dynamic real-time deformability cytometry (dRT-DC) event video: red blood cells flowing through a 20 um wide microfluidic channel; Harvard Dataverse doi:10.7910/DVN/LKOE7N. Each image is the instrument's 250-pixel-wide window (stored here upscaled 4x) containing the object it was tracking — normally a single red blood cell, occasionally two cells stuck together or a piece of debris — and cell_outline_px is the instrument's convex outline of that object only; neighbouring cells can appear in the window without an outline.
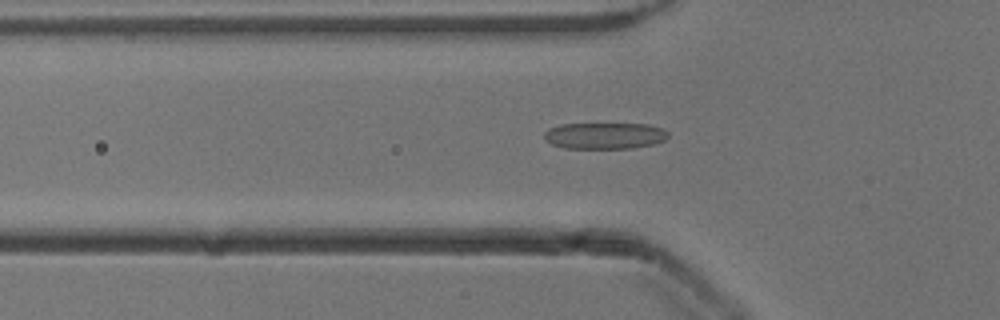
{"species": "common noctule bat (a hibernating species)", "species_latin": "Nyctalus noctula", "temperature_condition": "cold", "stored_images_in_passage": 45, "camera_frame_rate_fps": 3000, "um_per_image_px": 0.085, "animal": {"sex": "male", "body_mass_g": 13.3}, "frame": {"image": 1, "passage_image": 10, "time_ms": 3.0, "image_size_px": [1000, 320], "cell_outline_px": [[668, 136], [664, 140], [652, 144], [632, 148], [564, 148], [552, 144], [544, 140], [544, 132], [548, 128], [560, 124], [648, 124], [664, 128], [668, 132]], "centroid_in_image_um": [51.38, 11.53], "position_along_channel_um": 74.4, "area_um2": 19.13}}
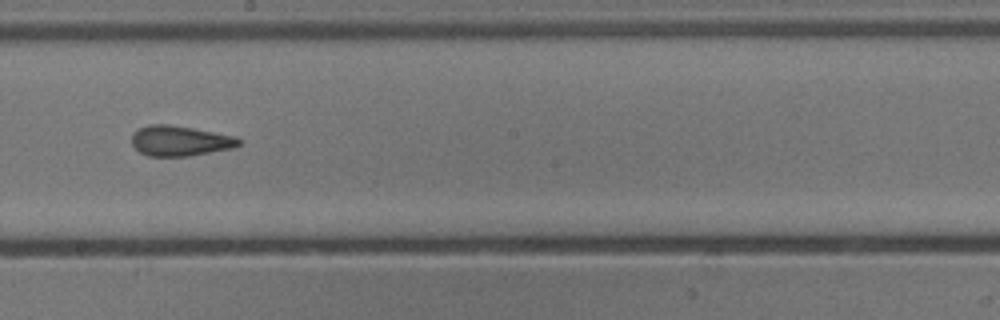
{"frame": {"image": 2, "passage_image": 22, "time_ms": 7.0, "image_size_px": [1000, 320], "cell_outline_px": [[240, 144], [232, 148], [188, 156], [148, 156], [140, 152], [132, 144], [132, 132], [148, 124], [168, 124], [192, 128], [236, 136], [240, 140]], "centroid_in_image_um": [15.27, 11.96], "position_along_channel_um": 232.9, "area_um2": 18.79}}
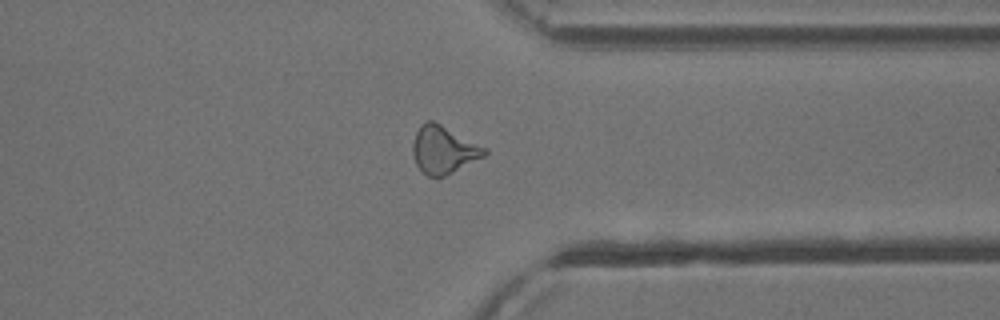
{"frame": {"image": 3, "passage_image": 33, "time_ms": 10.667, "image_size_px": [1000, 320], "cell_outline_px": [[488, 152], [484, 156], [436, 180], [428, 176], [416, 164], [412, 152], [412, 144], [416, 132], [420, 124], [428, 120], [432, 120], [488, 148]], "centroid_in_image_um": [37.69, 12.73], "position_along_channel_um": 373.7, "area_um2": 19.88}, "authors_computed_cell_mechanics": {"area_um2": 19.1318, "velocity_mm_per_s": 3.9304, "shape_relaxation_time_tau1_ms": 5.0762, "shape_relaxation_time_tau2_ms": 1.4428, "deformation_change_tau1": 0.1532, "deformation_change_tau2": 0.1027}}